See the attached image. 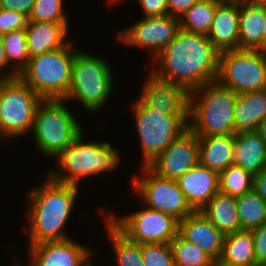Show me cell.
Listing matches in <instances>:
<instances>
[{
  "label": "cell",
  "instance_id": "cell-28",
  "mask_svg": "<svg viewBox=\"0 0 266 266\" xmlns=\"http://www.w3.org/2000/svg\"><path fill=\"white\" fill-rule=\"evenodd\" d=\"M218 0H198L179 17L180 29L207 35L211 29Z\"/></svg>",
  "mask_w": 266,
  "mask_h": 266
},
{
  "label": "cell",
  "instance_id": "cell-21",
  "mask_svg": "<svg viewBox=\"0 0 266 266\" xmlns=\"http://www.w3.org/2000/svg\"><path fill=\"white\" fill-rule=\"evenodd\" d=\"M264 1H239V49L263 50Z\"/></svg>",
  "mask_w": 266,
  "mask_h": 266
},
{
  "label": "cell",
  "instance_id": "cell-36",
  "mask_svg": "<svg viewBox=\"0 0 266 266\" xmlns=\"http://www.w3.org/2000/svg\"><path fill=\"white\" fill-rule=\"evenodd\" d=\"M257 266H266V223L251 230Z\"/></svg>",
  "mask_w": 266,
  "mask_h": 266
},
{
  "label": "cell",
  "instance_id": "cell-18",
  "mask_svg": "<svg viewBox=\"0 0 266 266\" xmlns=\"http://www.w3.org/2000/svg\"><path fill=\"white\" fill-rule=\"evenodd\" d=\"M176 181L195 211H200L219 191V173L200 163Z\"/></svg>",
  "mask_w": 266,
  "mask_h": 266
},
{
  "label": "cell",
  "instance_id": "cell-19",
  "mask_svg": "<svg viewBox=\"0 0 266 266\" xmlns=\"http://www.w3.org/2000/svg\"><path fill=\"white\" fill-rule=\"evenodd\" d=\"M207 37L219 52L239 49V1H221L216 6Z\"/></svg>",
  "mask_w": 266,
  "mask_h": 266
},
{
  "label": "cell",
  "instance_id": "cell-9",
  "mask_svg": "<svg viewBox=\"0 0 266 266\" xmlns=\"http://www.w3.org/2000/svg\"><path fill=\"white\" fill-rule=\"evenodd\" d=\"M131 106L141 145L142 166L163 152L188 127V115H168L145 107L138 99Z\"/></svg>",
  "mask_w": 266,
  "mask_h": 266
},
{
  "label": "cell",
  "instance_id": "cell-35",
  "mask_svg": "<svg viewBox=\"0 0 266 266\" xmlns=\"http://www.w3.org/2000/svg\"><path fill=\"white\" fill-rule=\"evenodd\" d=\"M27 22L28 17L23 13L0 8V35L17 29H25Z\"/></svg>",
  "mask_w": 266,
  "mask_h": 266
},
{
  "label": "cell",
  "instance_id": "cell-31",
  "mask_svg": "<svg viewBox=\"0 0 266 266\" xmlns=\"http://www.w3.org/2000/svg\"><path fill=\"white\" fill-rule=\"evenodd\" d=\"M175 266H212L213 259L179 234L169 243Z\"/></svg>",
  "mask_w": 266,
  "mask_h": 266
},
{
  "label": "cell",
  "instance_id": "cell-32",
  "mask_svg": "<svg viewBox=\"0 0 266 266\" xmlns=\"http://www.w3.org/2000/svg\"><path fill=\"white\" fill-rule=\"evenodd\" d=\"M254 176L242 167L231 164L219 173V191L233 197L253 189Z\"/></svg>",
  "mask_w": 266,
  "mask_h": 266
},
{
  "label": "cell",
  "instance_id": "cell-6",
  "mask_svg": "<svg viewBox=\"0 0 266 266\" xmlns=\"http://www.w3.org/2000/svg\"><path fill=\"white\" fill-rule=\"evenodd\" d=\"M65 103L64 99L42 100L35 112L30 134L33 133L36 150L49 158H56L84 132Z\"/></svg>",
  "mask_w": 266,
  "mask_h": 266
},
{
  "label": "cell",
  "instance_id": "cell-3",
  "mask_svg": "<svg viewBox=\"0 0 266 266\" xmlns=\"http://www.w3.org/2000/svg\"><path fill=\"white\" fill-rule=\"evenodd\" d=\"M83 132L56 158L59 169H49L53 180L70 185H80V181L99 174L114 173L122 161L121 152L109 140L83 139ZM114 146V147H113Z\"/></svg>",
  "mask_w": 266,
  "mask_h": 266
},
{
  "label": "cell",
  "instance_id": "cell-5",
  "mask_svg": "<svg viewBox=\"0 0 266 266\" xmlns=\"http://www.w3.org/2000/svg\"><path fill=\"white\" fill-rule=\"evenodd\" d=\"M72 40L60 49L30 58L18 75L43 100L65 99L68 94L74 56L79 51Z\"/></svg>",
  "mask_w": 266,
  "mask_h": 266
},
{
  "label": "cell",
  "instance_id": "cell-14",
  "mask_svg": "<svg viewBox=\"0 0 266 266\" xmlns=\"http://www.w3.org/2000/svg\"><path fill=\"white\" fill-rule=\"evenodd\" d=\"M27 249L29 259L27 266H91L89 259L95 254L90 247L78 243L73 237L62 241H45L28 245ZM14 257L11 265L23 266L21 260H18L16 255Z\"/></svg>",
  "mask_w": 266,
  "mask_h": 266
},
{
  "label": "cell",
  "instance_id": "cell-22",
  "mask_svg": "<svg viewBox=\"0 0 266 266\" xmlns=\"http://www.w3.org/2000/svg\"><path fill=\"white\" fill-rule=\"evenodd\" d=\"M233 164L253 176L266 166V144L256 130L235 134Z\"/></svg>",
  "mask_w": 266,
  "mask_h": 266
},
{
  "label": "cell",
  "instance_id": "cell-11",
  "mask_svg": "<svg viewBox=\"0 0 266 266\" xmlns=\"http://www.w3.org/2000/svg\"><path fill=\"white\" fill-rule=\"evenodd\" d=\"M217 81L237 94L266 89V52L250 49L220 52Z\"/></svg>",
  "mask_w": 266,
  "mask_h": 266
},
{
  "label": "cell",
  "instance_id": "cell-41",
  "mask_svg": "<svg viewBox=\"0 0 266 266\" xmlns=\"http://www.w3.org/2000/svg\"><path fill=\"white\" fill-rule=\"evenodd\" d=\"M253 190L266 203V166L254 176Z\"/></svg>",
  "mask_w": 266,
  "mask_h": 266
},
{
  "label": "cell",
  "instance_id": "cell-8",
  "mask_svg": "<svg viewBox=\"0 0 266 266\" xmlns=\"http://www.w3.org/2000/svg\"><path fill=\"white\" fill-rule=\"evenodd\" d=\"M42 100L19 76L0 81V138L7 141L30 133Z\"/></svg>",
  "mask_w": 266,
  "mask_h": 266
},
{
  "label": "cell",
  "instance_id": "cell-30",
  "mask_svg": "<svg viewBox=\"0 0 266 266\" xmlns=\"http://www.w3.org/2000/svg\"><path fill=\"white\" fill-rule=\"evenodd\" d=\"M9 66L19 75L30 59L27 51L25 29H17L1 35ZM13 64V65H12Z\"/></svg>",
  "mask_w": 266,
  "mask_h": 266
},
{
  "label": "cell",
  "instance_id": "cell-4",
  "mask_svg": "<svg viewBox=\"0 0 266 266\" xmlns=\"http://www.w3.org/2000/svg\"><path fill=\"white\" fill-rule=\"evenodd\" d=\"M238 94L217 80L189 93L188 127L197 136L235 134Z\"/></svg>",
  "mask_w": 266,
  "mask_h": 266
},
{
  "label": "cell",
  "instance_id": "cell-2",
  "mask_svg": "<svg viewBox=\"0 0 266 266\" xmlns=\"http://www.w3.org/2000/svg\"><path fill=\"white\" fill-rule=\"evenodd\" d=\"M44 177L27 193L28 245L70 239L64 229L76 204L79 186L57 182L48 174Z\"/></svg>",
  "mask_w": 266,
  "mask_h": 266
},
{
  "label": "cell",
  "instance_id": "cell-7",
  "mask_svg": "<svg viewBox=\"0 0 266 266\" xmlns=\"http://www.w3.org/2000/svg\"><path fill=\"white\" fill-rule=\"evenodd\" d=\"M105 58L79 51L75 54L72 76L65 101L78 100L87 111H99L114 89L113 70Z\"/></svg>",
  "mask_w": 266,
  "mask_h": 266
},
{
  "label": "cell",
  "instance_id": "cell-27",
  "mask_svg": "<svg viewBox=\"0 0 266 266\" xmlns=\"http://www.w3.org/2000/svg\"><path fill=\"white\" fill-rule=\"evenodd\" d=\"M221 259L241 266H257L252 232L240 230L225 235Z\"/></svg>",
  "mask_w": 266,
  "mask_h": 266
},
{
  "label": "cell",
  "instance_id": "cell-17",
  "mask_svg": "<svg viewBox=\"0 0 266 266\" xmlns=\"http://www.w3.org/2000/svg\"><path fill=\"white\" fill-rule=\"evenodd\" d=\"M178 234L213 260L221 258L225 235L200 211L179 221Z\"/></svg>",
  "mask_w": 266,
  "mask_h": 266
},
{
  "label": "cell",
  "instance_id": "cell-23",
  "mask_svg": "<svg viewBox=\"0 0 266 266\" xmlns=\"http://www.w3.org/2000/svg\"><path fill=\"white\" fill-rule=\"evenodd\" d=\"M199 163L218 173L233 164L235 134L198 136Z\"/></svg>",
  "mask_w": 266,
  "mask_h": 266
},
{
  "label": "cell",
  "instance_id": "cell-39",
  "mask_svg": "<svg viewBox=\"0 0 266 266\" xmlns=\"http://www.w3.org/2000/svg\"><path fill=\"white\" fill-rule=\"evenodd\" d=\"M198 0H168V14L181 17Z\"/></svg>",
  "mask_w": 266,
  "mask_h": 266
},
{
  "label": "cell",
  "instance_id": "cell-45",
  "mask_svg": "<svg viewBox=\"0 0 266 266\" xmlns=\"http://www.w3.org/2000/svg\"><path fill=\"white\" fill-rule=\"evenodd\" d=\"M106 1H107V3H108L109 6H113V4H115V3L117 4L118 1L120 2V1H122V0H106ZM123 1H124V0H123ZM126 1H127V0H126ZM111 4H112V5H111Z\"/></svg>",
  "mask_w": 266,
  "mask_h": 266
},
{
  "label": "cell",
  "instance_id": "cell-16",
  "mask_svg": "<svg viewBox=\"0 0 266 266\" xmlns=\"http://www.w3.org/2000/svg\"><path fill=\"white\" fill-rule=\"evenodd\" d=\"M138 100L147 108L168 115H188L189 93L152 72L143 81Z\"/></svg>",
  "mask_w": 266,
  "mask_h": 266
},
{
  "label": "cell",
  "instance_id": "cell-46",
  "mask_svg": "<svg viewBox=\"0 0 266 266\" xmlns=\"http://www.w3.org/2000/svg\"><path fill=\"white\" fill-rule=\"evenodd\" d=\"M218 1H239V0H218Z\"/></svg>",
  "mask_w": 266,
  "mask_h": 266
},
{
  "label": "cell",
  "instance_id": "cell-1",
  "mask_svg": "<svg viewBox=\"0 0 266 266\" xmlns=\"http://www.w3.org/2000/svg\"><path fill=\"white\" fill-rule=\"evenodd\" d=\"M219 55L207 35L179 29L172 42L153 59L156 65L150 72L190 93L217 80Z\"/></svg>",
  "mask_w": 266,
  "mask_h": 266
},
{
  "label": "cell",
  "instance_id": "cell-10",
  "mask_svg": "<svg viewBox=\"0 0 266 266\" xmlns=\"http://www.w3.org/2000/svg\"><path fill=\"white\" fill-rule=\"evenodd\" d=\"M106 206H103L102 214L131 241L139 244H169L178 235L179 220L172 215L142 205L134 212L117 216L114 211L110 213V207Z\"/></svg>",
  "mask_w": 266,
  "mask_h": 266
},
{
  "label": "cell",
  "instance_id": "cell-29",
  "mask_svg": "<svg viewBox=\"0 0 266 266\" xmlns=\"http://www.w3.org/2000/svg\"><path fill=\"white\" fill-rule=\"evenodd\" d=\"M240 230L251 231L266 223V203L252 189L235 197Z\"/></svg>",
  "mask_w": 266,
  "mask_h": 266
},
{
  "label": "cell",
  "instance_id": "cell-44",
  "mask_svg": "<svg viewBox=\"0 0 266 266\" xmlns=\"http://www.w3.org/2000/svg\"><path fill=\"white\" fill-rule=\"evenodd\" d=\"M212 266H241V265L228 263L226 261H223L221 258H219L217 260H213Z\"/></svg>",
  "mask_w": 266,
  "mask_h": 266
},
{
  "label": "cell",
  "instance_id": "cell-37",
  "mask_svg": "<svg viewBox=\"0 0 266 266\" xmlns=\"http://www.w3.org/2000/svg\"><path fill=\"white\" fill-rule=\"evenodd\" d=\"M141 6L143 17L168 15V0H137Z\"/></svg>",
  "mask_w": 266,
  "mask_h": 266
},
{
  "label": "cell",
  "instance_id": "cell-43",
  "mask_svg": "<svg viewBox=\"0 0 266 266\" xmlns=\"http://www.w3.org/2000/svg\"><path fill=\"white\" fill-rule=\"evenodd\" d=\"M263 51L266 52V1H264Z\"/></svg>",
  "mask_w": 266,
  "mask_h": 266
},
{
  "label": "cell",
  "instance_id": "cell-47",
  "mask_svg": "<svg viewBox=\"0 0 266 266\" xmlns=\"http://www.w3.org/2000/svg\"><path fill=\"white\" fill-rule=\"evenodd\" d=\"M248 1H258V2H262V1H266V0H248Z\"/></svg>",
  "mask_w": 266,
  "mask_h": 266
},
{
  "label": "cell",
  "instance_id": "cell-12",
  "mask_svg": "<svg viewBox=\"0 0 266 266\" xmlns=\"http://www.w3.org/2000/svg\"><path fill=\"white\" fill-rule=\"evenodd\" d=\"M140 166L142 175L140 173L139 176H133L130 181L134 194L141 198L139 203L143 201L140 205L172 215L179 221L195 211L187 202L176 180L160 177L147 166Z\"/></svg>",
  "mask_w": 266,
  "mask_h": 266
},
{
  "label": "cell",
  "instance_id": "cell-34",
  "mask_svg": "<svg viewBox=\"0 0 266 266\" xmlns=\"http://www.w3.org/2000/svg\"><path fill=\"white\" fill-rule=\"evenodd\" d=\"M144 266H175L170 244H142Z\"/></svg>",
  "mask_w": 266,
  "mask_h": 266
},
{
  "label": "cell",
  "instance_id": "cell-25",
  "mask_svg": "<svg viewBox=\"0 0 266 266\" xmlns=\"http://www.w3.org/2000/svg\"><path fill=\"white\" fill-rule=\"evenodd\" d=\"M224 235L240 231L235 197L218 191L200 210Z\"/></svg>",
  "mask_w": 266,
  "mask_h": 266
},
{
  "label": "cell",
  "instance_id": "cell-38",
  "mask_svg": "<svg viewBox=\"0 0 266 266\" xmlns=\"http://www.w3.org/2000/svg\"><path fill=\"white\" fill-rule=\"evenodd\" d=\"M35 0H0V8L23 13L29 17Z\"/></svg>",
  "mask_w": 266,
  "mask_h": 266
},
{
  "label": "cell",
  "instance_id": "cell-40",
  "mask_svg": "<svg viewBox=\"0 0 266 266\" xmlns=\"http://www.w3.org/2000/svg\"><path fill=\"white\" fill-rule=\"evenodd\" d=\"M10 67L11 66H9L6 55H5L3 40H2V37L0 35V71H1L0 72V81L10 80V79L18 77V74L13 70L12 67L11 68ZM4 68L9 69V70L8 71L6 70V72H5Z\"/></svg>",
  "mask_w": 266,
  "mask_h": 266
},
{
  "label": "cell",
  "instance_id": "cell-26",
  "mask_svg": "<svg viewBox=\"0 0 266 266\" xmlns=\"http://www.w3.org/2000/svg\"><path fill=\"white\" fill-rule=\"evenodd\" d=\"M99 210L104 220V229L114 250L117 266H144L142 259V244L129 240L123 235Z\"/></svg>",
  "mask_w": 266,
  "mask_h": 266
},
{
  "label": "cell",
  "instance_id": "cell-20",
  "mask_svg": "<svg viewBox=\"0 0 266 266\" xmlns=\"http://www.w3.org/2000/svg\"><path fill=\"white\" fill-rule=\"evenodd\" d=\"M69 23L28 21L25 33L29 57L51 52L64 47L70 40Z\"/></svg>",
  "mask_w": 266,
  "mask_h": 266
},
{
  "label": "cell",
  "instance_id": "cell-33",
  "mask_svg": "<svg viewBox=\"0 0 266 266\" xmlns=\"http://www.w3.org/2000/svg\"><path fill=\"white\" fill-rule=\"evenodd\" d=\"M64 0H35L28 21L69 23Z\"/></svg>",
  "mask_w": 266,
  "mask_h": 266
},
{
  "label": "cell",
  "instance_id": "cell-42",
  "mask_svg": "<svg viewBox=\"0 0 266 266\" xmlns=\"http://www.w3.org/2000/svg\"><path fill=\"white\" fill-rule=\"evenodd\" d=\"M256 131L260 134L262 140L266 144V116L262 119Z\"/></svg>",
  "mask_w": 266,
  "mask_h": 266
},
{
  "label": "cell",
  "instance_id": "cell-13",
  "mask_svg": "<svg viewBox=\"0 0 266 266\" xmlns=\"http://www.w3.org/2000/svg\"><path fill=\"white\" fill-rule=\"evenodd\" d=\"M121 28L116 38L124 46L148 49L154 59L174 39L180 29L179 18L171 15L142 17L130 27Z\"/></svg>",
  "mask_w": 266,
  "mask_h": 266
},
{
  "label": "cell",
  "instance_id": "cell-24",
  "mask_svg": "<svg viewBox=\"0 0 266 266\" xmlns=\"http://www.w3.org/2000/svg\"><path fill=\"white\" fill-rule=\"evenodd\" d=\"M266 116V89L238 94L234 108L235 134L257 130Z\"/></svg>",
  "mask_w": 266,
  "mask_h": 266
},
{
  "label": "cell",
  "instance_id": "cell-15",
  "mask_svg": "<svg viewBox=\"0 0 266 266\" xmlns=\"http://www.w3.org/2000/svg\"><path fill=\"white\" fill-rule=\"evenodd\" d=\"M198 136L187 127L146 166L156 175L177 180L199 164Z\"/></svg>",
  "mask_w": 266,
  "mask_h": 266
}]
</instances>
